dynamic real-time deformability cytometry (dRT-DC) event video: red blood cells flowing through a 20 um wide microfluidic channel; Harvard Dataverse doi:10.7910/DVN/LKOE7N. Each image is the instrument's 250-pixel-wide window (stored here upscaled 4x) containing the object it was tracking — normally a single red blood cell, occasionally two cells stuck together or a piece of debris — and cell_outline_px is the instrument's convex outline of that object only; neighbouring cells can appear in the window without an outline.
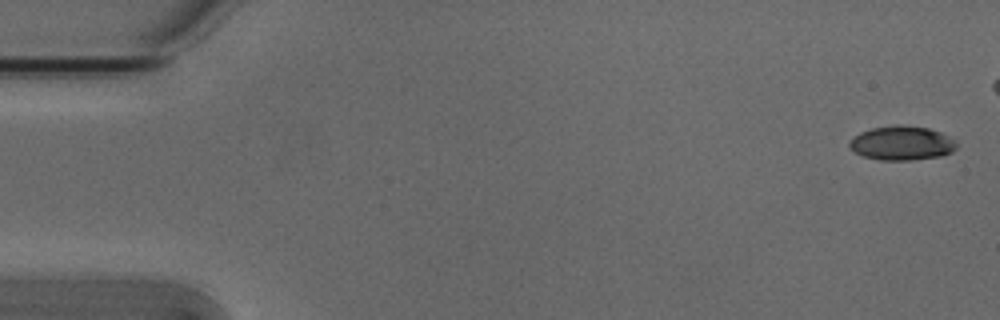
{"species": "Egyptian fruit bat (a non-hibernating species)", "species_latin": "Rousettus aegyptiacus", "temperature_condition": "cold", "stored_images_in_passage": 6, "camera_frame_rate_fps": 3000, "um_per_image_px": 0.085, "animal": {"sex": "male"}, "frame": {"image": 1, "passage_image": 1, "time_ms": 0.0, "image_size_px": [1000, 320], "cell_outline_px": [[956, 148], [952, 152], [940, 156], [912, 160], [880, 160], [864, 156], [848, 148], [848, 144], [860, 132], [872, 128], [896, 124], [928, 128], [940, 132], [956, 140]], "centroid_in_image_um": [76.66, 12.16], "position_along_channel_um": 8.3, "area_um2": 21.27}}
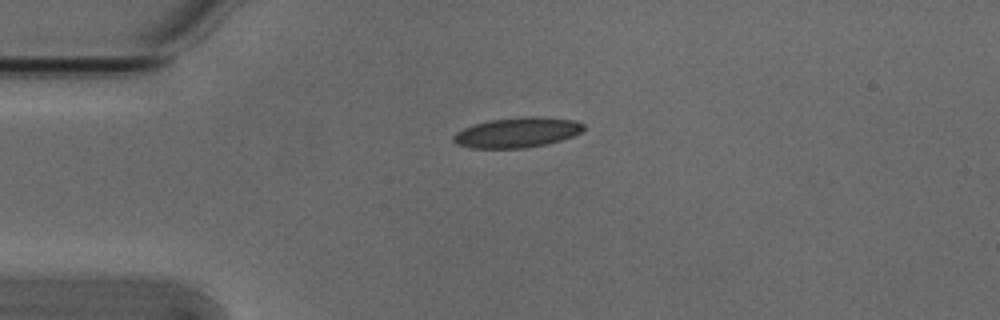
{"frame": {"image": 2, "passage_image": 6, "time_ms": 1.667, "image_size_px": [1000, 320], "cell_outline_px": [[584, 128], [580, 132], [572, 136], [548, 144], [524, 148], [472, 148], [456, 144], [452, 140], [452, 136], [456, 132], [472, 124], [488, 120], [524, 116], [536, 116], [576, 120], [584, 124]], "centroid_in_image_um": [43.93, 11.25], "position_along_channel_um": 41.1, "area_um2": 23.0}}